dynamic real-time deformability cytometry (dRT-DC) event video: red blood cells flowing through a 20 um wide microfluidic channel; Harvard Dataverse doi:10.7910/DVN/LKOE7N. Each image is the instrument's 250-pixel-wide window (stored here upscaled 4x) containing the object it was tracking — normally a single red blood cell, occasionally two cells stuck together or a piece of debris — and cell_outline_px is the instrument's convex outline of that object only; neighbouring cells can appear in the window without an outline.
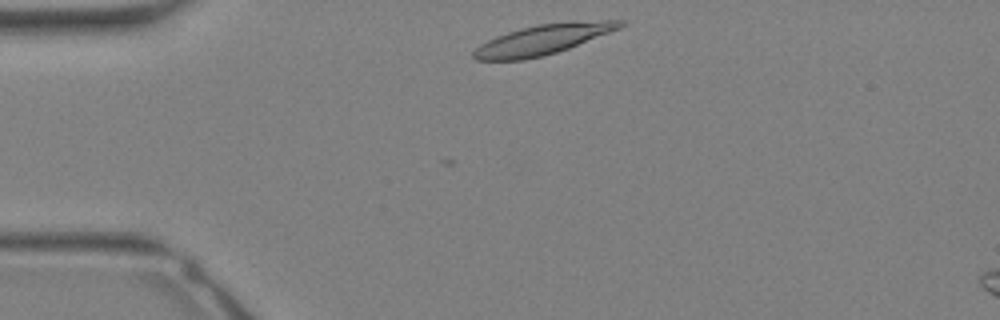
{"species": "Egyptian fruit bat (a non-hibernating species)", "species_latin": "Rousettus aegyptiacus", "temperature_condition": "warm", "stored_images_in_passage": 2, "camera_frame_rate_fps": 3000, "um_per_image_px": 0.085, "animal": {"sex": "female"}, "frame": {"image": 1, "passage_image": 2, "time_ms": 0.333, "image_size_px": [1000, 320], "cell_outline_px": [[624, 24], [620, 28], [568, 48], [544, 56], [524, 60], [476, 60], [472, 56], [472, 52], [480, 44], [496, 36], [508, 32], [540, 24], [572, 20], [624, 20]], "centroid_in_image_um": [46.14, 3.35], "position_along_channel_um": 38.9, "area_um2": 25.49}}